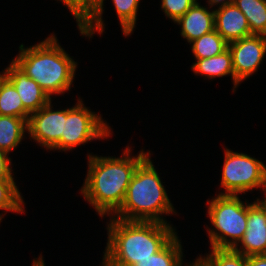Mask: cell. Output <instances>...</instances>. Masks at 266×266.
<instances>
[{"label":"cell","instance_id":"cell-1","mask_svg":"<svg viewBox=\"0 0 266 266\" xmlns=\"http://www.w3.org/2000/svg\"><path fill=\"white\" fill-rule=\"evenodd\" d=\"M115 217L108 224V243L102 266H133L159 252L176 235L167 223Z\"/></svg>","mask_w":266,"mask_h":266},{"label":"cell","instance_id":"cell-2","mask_svg":"<svg viewBox=\"0 0 266 266\" xmlns=\"http://www.w3.org/2000/svg\"><path fill=\"white\" fill-rule=\"evenodd\" d=\"M130 151L128 146L120 158L88 156L89 170L81 193L100 216L114 214L121 207L136 168L150 154L142 150L135 158L129 156Z\"/></svg>","mask_w":266,"mask_h":266},{"label":"cell","instance_id":"cell-3","mask_svg":"<svg viewBox=\"0 0 266 266\" xmlns=\"http://www.w3.org/2000/svg\"><path fill=\"white\" fill-rule=\"evenodd\" d=\"M12 61L49 95L64 93L73 82L76 62L58 44L54 35L25 49Z\"/></svg>","mask_w":266,"mask_h":266},{"label":"cell","instance_id":"cell-4","mask_svg":"<svg viewBox=\"0 0 266 266\" xmlns=\"http://www.w3.org/2000/svg\"><path fill=\"white\" fill-rule=\"evenodd\" d=\"M174 212L150 154L138 165L121 207L115 212L117 219L167 223L161 214ZM160 215V216H159Z\"/></svg>","mask_w":266,"mask_h":266},{"label":"cell","instance_id":"cell-5","mask_svg":"<svg viewBox=\"0 0 266 266\" xmlns=\"http://www.w3.org/2000/svg\"><path fill=\"white\" fill-rule=\"evenodd\" d=\"M207 203L212 226L219 232L213 229L208 230L212 248L234 249L238 247L247 229V204L244 205L238 195L220 194Z\"/></svg>","mask_w":266,"mask_h":266},{"label":"cell","instance_id":"cell-6","mask_svg":"<svg viewBox=\"0 0 266 266\" xmlns=\"http://www.w3.org/2000/svg\"><path fill=\"white\" fill-rule=\"evenodd\" d=\"M221 186L225 193L220 195H237L253 188H264L266 166L247 154L225 150Z\"/></svg>","mask_w":266,"mask_h":266},{"label":"cell","instance_id":"cell-7","mask_svg":"<svg viewBox=\"0 0 266 266\" xmlns=\"http://www.w3.org/2000/svg\"><path fill=\"white\" fill-rule=\"evenodd\" d=\"M66 109L63 133L60 142L53 149L70 150L93 139L110 135L109 127L102 117L84 107L82 101Z\"/></svg>","mask_w":266,"mask_h":266},{"label":"cell","instance_id":"cell-8","mask_svg":"<svg viewBox=\"0 0 266 266\" xmlns=\"http://www.w3.org/2000/svg\"><path fill=\"white\" fill-rule=\"evenodd\" d=\"M232 54L235 78L241 82L255 71L264 59L266 53V36L255 35L228 43Z\"/></svg>","mask_w":266,"mask_h":266},{"label":"cell","instance_id":"cell-9","mask_svg":"<svg viewBox=\"0 0 266 266\" xmlns=\"http://www.w3.org/2000/svg\"><path fill=\"white\" fill-rule=\"evenodd\" d=\"M66 109L52 111L51 100L41 109L30 114L27 121V131L39 145L53 149L59 142L63 133Z\"/></svg>","mask_w":266,"mask_h":266},{"label":"cell","instance_id":"cell-10","mask_svg":"<svg viewBox=\"0 0 266 266\" xmlns=\"http://www.w3.org/2000/svg\"><path fill=\"white\" fill-rule=\"evenodd\" d=\"M240 243L242 249H233L239 254L266 255V204L262 200L247 204V229Z\"/></svg>","mask_w":266,"mask_h":266},{"label":"cell","instance_id":"cell-11","mask_svg":"<svg viewBox=\"0 0 266 266\" xmlns=\"http://www.w3.org/2000/svg\"><path fill=\"white\" fill-rule=\"evenodd\" d=\"M5 77L14 85L24 108L31 114L44 107L51 97L35 82L28 77L13 61L4 71Z\"/></svg>","mask_w":266,"mask_h":266},{"label":"cell","instance_id":"cell-12","mask_svg":"<svg viewBox=\"0 0 266 266\" xmlns=\"http://www.w3.org/2000/svg\"><path fill=\"white\" fill-rule=\"evenodd\" d=\"M214 24L227 43L252 35L245 15L234 3L214 10Z\"/></svg>","mask_w":266,"mask_h":266},{"label":"cell","instance_id":"cell-13","mask_svg":"<svg viewBox=\"0 0 266 266\" xmlns=\"http://www.w3.org/2000/svg\"><path fill=\"white\" fill-rule=\"evenodd\" d=\"M175 22L181 25V35L191 44L192 41L215 30L214 10L210 12L196 1Z\"/></svg>","mask_w":266,"mask_h":266},{"label":"cell","instance_id":"cell-14","mask_svg":"<svg viewBox=\"0 0 266 266\" xmlns=\"http://www.w3.org/2000/svg\"><path fill=\"white\" fill-rule=\"evenodd\" d=\"M192 70L196 74L208 76L210 79L231 74L234 88L239 84V81L235 78L232 54L229 49L210 58L197 59V62L192 65Z\"/></svg>","mask_w":266,"mask_h":266},{"label":"cell","instance_id":"cell-15","mask_svg":"<svg viewBox=\"0 0 266 266\" xmlns=\"http://www.w3.org/2000/svg\"><path fill=\"white\" fill-rule=\"evenodd\" d=\"M27 121L15 116L0 115V150L9 154L21 142Z\"/></svg>","mask_w":266,"mask_h":266},{"label":"cell","instance_id":"cell-16","mask_svg":"<svg viewBox=\"0 0 266 266\" xmlns=\"http://www.w3.org/2000/svg\"><path fill=\"white\" fill-rule=\"evenodd\" d=\"M0 115L20 117L24 120L30 117L14 85L5 76L0 81Z\"/></svg>","mask_w":266,"mask_h":266},{"label":"cell","instance_id":"cell-17","mask_svg":"<svg viewBox=\"0 0 266 266\" xmlns=\"http://www.w3.org/2000/svg\"><path fill=\"white\" fill-rule=\"evenodd\" d=\"M104 0H81V24L78 28L82 35L91 36L94 31L100 34L104 31L102 21ZM95 23V24H94Z\"/></svg>","mask_w":266,"mask_h":266},{"label":"cell","instance_id":"cell-18","mask_svg":"<svg viewBox=\"0 0 266 266\" xmlns=\"http://www.w3.org/2000/svg\"><path fill=\"white\" fill-rule=\"evenodd\" d=\"M245 15L251 34L266 36V0H234Z\"/></svg>","mask_w":266,"mask_h":266},{"label":"cell","instance_id":"cell-19","mask_svg":"<svg viewBox=\"0 0 266 266\" xmlns=\"http://www.w3.org/2000/svg\"><path fill=\"white\" fill-rule=\"evenodd\" d=\"M175 235L159 252L140 260L133 266H182V248Z\"/></svg>","mask_w":266,"mask_h":266},{"label":"cell","instance_id":"cell-20","mask_svg":"<svg viewBox=\"0 0 266 266\" xmlns=\"http://www.w3.org/2000/svg\"><path fill=\"white\" fill-rule=\"evenodd\" d=\"M191 43L196 59L210 58L228 49V43L216 30L199 37Z\"/></svg>","mask_w":266,"mask_h":266},{"label":"cell","instance_id":"cell-21","mask_svg":"<svg viewBox=\"0 0 266 266\" xmlns=\"http://www.w3.org/2000/svg\"><path fill=\"white\" fill-rule=\"evenodd\" d=\"M202 258L196 260L201 266H247V257L233 249L212 248L211 254Z\"/></svg>","mask_w":266,"mask_h":266},{"label":"cell","instance_id":"cell-22","mask_svg":"<svg viewBox=\"0 0 266 266\" xmlns=\"http://www.w3.org/2000/svg\"><path fill=\"white\" fill-rule=\"evenodd\" d=\"M23 199L14 180H0V209L23 212Z\"/></svg>","mask_w":266,"mask_h":266},{"label":"cell","instance_id":"cell-23","mask_svg":"<svg viewBox=\"0 0 266 266\" xmlns=\"http://www.w3.org/2000/svg\"><path fill=\"white\" fill-rule=\"evenodd\" d=\"M140 0H113L125 36L130 35L136 24Z\"/></svg>","mask_w":266,"mask_h":266},{"label":"cell","instance_id":"cell-24","mask_svg":"<svg viewBox=\"0 0 266 266\" xmlns=\"http://www.w3.org/2000/svg\"><path fill=\"white\" fill-rule=\"evenodd\" d=\"M196 0H162L161 8L174 22L183 16Z\"/></svg>","mask_w":266,"mask_h":266},{"label":"cell","instance_id":"cell-25","mask_svg":"<svg viewBox=\"0 0 266 266\" xmlns=\"http://www.w3.org/2000/svg\"><path fill=\"white\" fill-rule=\"evenodd\" d=\"M10 165H11V158H8V153L0 150V180L14 179Z\"/></svg>","mask_w":266,"mask_h":266},{"label":"cell","instance_id":"cell-26","mask_svg":"<svg viewBox=\"0 0 266 266\" xmlns=\"http://www.w3.org/2000/svg\"><path fill=\"white\" fill-rule=\"evenodd\" d=\"M62 1L69 9L70 12L76 18L78 25L81 24V0H60Z\"/></svg>","mask_w":266,"mask_h":266},{"label":"cell","instance_id":"cell-27","mask_svg":"<svg viewBox=\"0 0 266 266\" xmlns=\"http://www.w3.org/2000/svg\"><path fill=\"white\" fill-rule=\"evenodd\" d=\"M247 266H266V255L248 256Z\"/></svg>","mask_w":266,"mask_h":266},{"label":"cell","instance_id":"cell-28","mask_svg":"<svg viewBox=\"0 0 266 266\" xmlns=\"http://www.w3.org/2000/svg\"><path fill=\"white\" fill-rule=\"evenodd\" d=\"M233 2H234V0H209L208 1V3L210 4V7L213 6V5H216V4L217 5L221 4V6H219V7H224V6H226L228 4H231Z\"/></svg>","mask_w":266,"mask_h":266},{"label":"cell","instance_id":"cell-29","mask_svg":"<svg viewBox=\"0 0 266 266\" xmlns=\"http://www.w3.org/2000/svg\"><path fill=\"white\" fill-rule=\"evenodd\" d=\"M266 195V179H265V182H264V188L262 189ZM266 198V197H265ZM264 204H266V199H264V201H262Z\"/></svg>","mask_w":266,"mask_h":266},{"label":"cell","instance_id":"cell-30","mask_svg":"<svg viewBox=\"0 0 266 266\" xmlns=\"http://www.w3.org/2000/svg\"><path fill=\"white\" fill-rule=\"evenodd\" d=\"M188 266H201L197 261H195V263L193 262L192 265H188Z\"/></svg>","mask_w":266,"mask_h":266},{"label":"cell","instance_id":"cell-31","mask_svg":"<svg viewBox=\"0 0 266 266\" xmlns=\"http://www.w3.org/2000/svg\"><path fill=\"white\" fill-rule=\"evenodd\" d=\"M5 76V73H3L2 75L0 74V81L1 79Z\"/></svg>","mask_w":266,"mask_h":266}]
</instances>
